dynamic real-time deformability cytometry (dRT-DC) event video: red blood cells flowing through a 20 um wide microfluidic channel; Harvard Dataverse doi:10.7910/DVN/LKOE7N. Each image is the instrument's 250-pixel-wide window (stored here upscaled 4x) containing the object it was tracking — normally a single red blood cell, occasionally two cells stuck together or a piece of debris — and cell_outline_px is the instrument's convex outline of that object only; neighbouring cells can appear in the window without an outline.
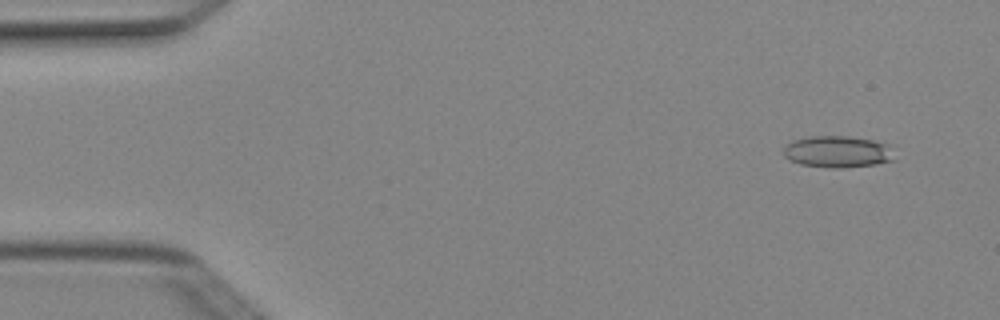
{"species": "Egyptian fruit bat (a non-hibernating species)", "species_latin": "Rousettus aegyptiacus", "temperature_condition": "cold", "stored_images_in_passage": 3, "camera_frame_rate_fps": 3000, "um_per_image_px": 0.085, "animal": {"sex": "female"}, "frame": {"image": 1, "passage_image": 1, "time_ms": 0.0, "image_size_px": [1000, 320], "cell_outline_px": [[896, 160], [876, 164], [840, 168], [828, 168], [800, 164], [788, 160], [784, 156], [784, 148], [792, 140], [808, 136], [848, 136], [872, 140], [888, 144]], "centroid_in_image_um": [71.19, 12.9], "position_along_channel_um": 13.8, "area_um2": 20.63}}
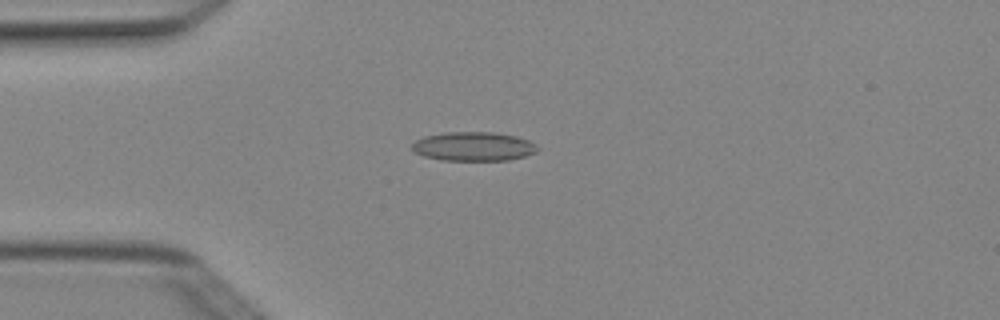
{"frame": {"image": 2, "passage_image": 3, "time_ms": 0.667, "image_size_px": [1000, 320], "cell_outline_px": [[540, 148], [536, 152], [524, 156], [508, 160], [440, 160], [424, 156], [416, 152], [412, 148], [412, 144], [416, 140], [424, 136], [444, 132], [492, 132], [516, 136], [528, 140], [536, 144]], "centroid_in_image_um": [40.26, 12.44], "position_along_channel_um": 44.7, "area_um2": 21.21}}